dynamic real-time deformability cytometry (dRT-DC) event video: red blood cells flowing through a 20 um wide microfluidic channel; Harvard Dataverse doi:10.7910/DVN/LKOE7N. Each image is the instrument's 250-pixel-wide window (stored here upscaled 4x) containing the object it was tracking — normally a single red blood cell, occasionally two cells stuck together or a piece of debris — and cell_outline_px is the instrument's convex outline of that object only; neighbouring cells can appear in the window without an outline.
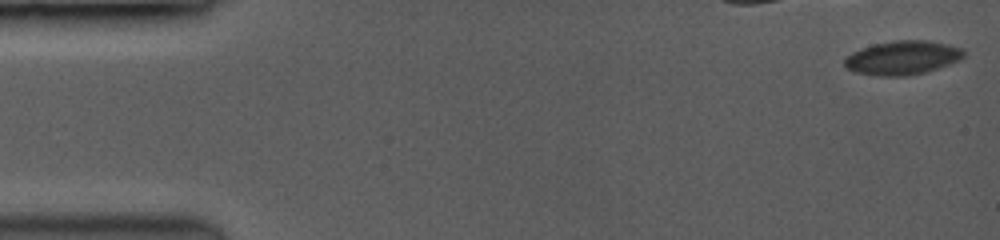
{"species": "common noctule bat (a hibernating species)", "species_latin": "Nyctalus noctula", "temperature_condition": "room temperature", "stored_images_in_passage": 15, "camera_frame_rate_fps": 3500, "um_per_image_px": 0.085, "animal": {"sex": "female", "body_mass_g": 19.0, "forearm_length_mm": 53.3}, "frame": {"image": 1, "passage_image": 1, "time_ms": 0.0, "image_size_px": [1000, 240], "cell_outline_px": [[964, 56], [960, 60], [928, 72], [908, 76], [876, 76], [856, 72], [848, 68], [844, 64], [844, 60], [848, 56], [864, 48], [876, 44], [900, 40], [920, 40], [960, 48], [964, 52]], "centroid_in_image_um": [76.72, 4.95], "position_along_channel_um": 8.3, "area_um2": 22.95}}